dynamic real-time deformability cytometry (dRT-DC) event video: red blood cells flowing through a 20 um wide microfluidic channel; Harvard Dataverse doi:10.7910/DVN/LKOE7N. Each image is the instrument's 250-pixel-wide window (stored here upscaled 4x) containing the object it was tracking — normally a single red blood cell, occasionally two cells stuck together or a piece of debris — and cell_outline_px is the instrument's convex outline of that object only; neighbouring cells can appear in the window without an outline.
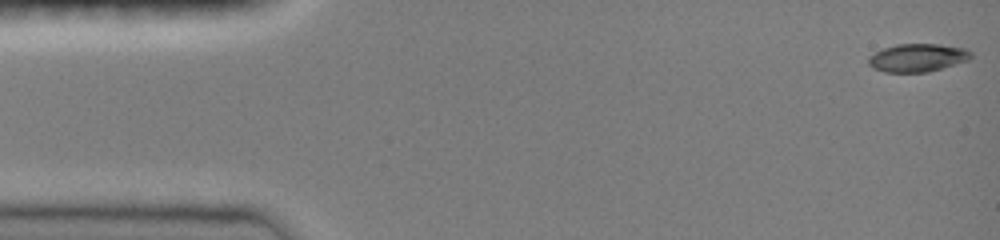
{"species": "common noctule bat (a hibernating species)", "species_latin": "Nyctalus noctula", "temperature_condition": "room temperature", "stored_images_in_passage": 47, "camera_frame_rate_fps": 3000, "um_per_image_px": 0.085, "animal": {"sex": "female", "body_mass_g": 19.0, "forearm_length_mm": 51.5}, "frame": {"image": 1, "passage_image": 1, "time_ms": 0.0, "image_size_px": [1000, 240], "cell_outline_px": [[972, 56], [968, 60], [928, 72], [884, 72], [872, 68], [868, 64], [868, 56], [884, 48], [896, 44], [940, 44], [964, 48], [972, 52]], "centroid_in_image_um": [77.97, 4.9], "position_along_channel_um": 7.0, "area_um2": 16.76}}
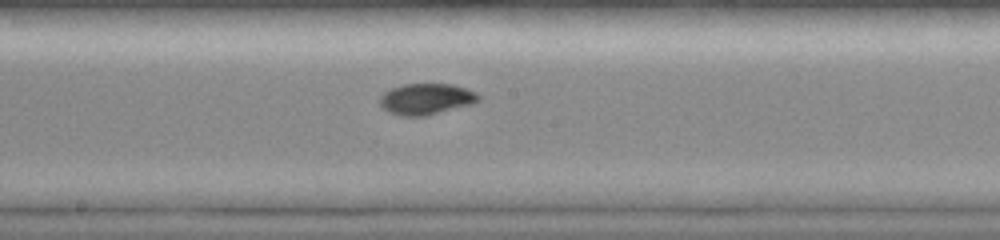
{"frame": {"image": 2, "passage_image": 25, "time_ms": 8.0, "image_size_px": [1000, 240], "cell_outline_px": [[480, 100], [468, 104], [428, 116], [404, 116], [388, 112], [380, 104], [380, 96], [384, 92], [392, 88], [404, 84], [452, 84], [476, 92], [480, 96]], "centroid_in_image_um": [36.2, 8.41], "position_along_channel_um": 212.0, "area_um2": 17.69}}
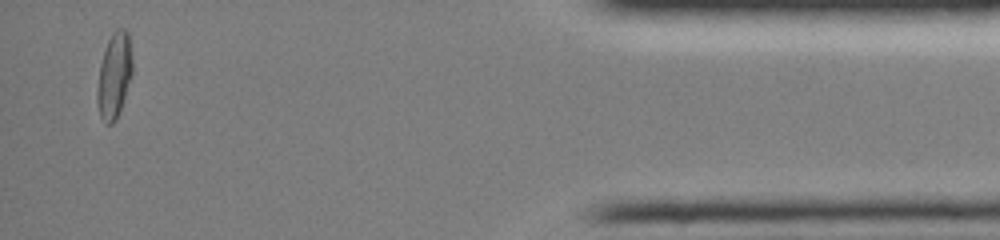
{"frame": {"image": 3, "passage_image": 45, "time_ms": 14.667, "image_size_px": [1000, 240], "cell_outline_px": [[132, 72], [120, 112], [116, 120], [112, 124], [104, 124], [100, 116], [96, 100], [96, 88], [100, 64], [108, 40], [112, 32], [116, 28], [124, 28], [128, 32], [132, 56]], "centroid_in_image_um": [9.7, 6.44], "position_along_channel_um": 425.5, "area_um2": 17.74}, "authors_computed_cell_mechanics": {"area_um2": 17.051, "velocity_mm_per_s": 4.0821, "shape_relaxation_time_tau1_ms": 5.1007, "shape_relaxation_time_tau2_ms": 3.656, "deformation_change_tau1": 0.1667, "deformation_change_tau2": 0.0437}}